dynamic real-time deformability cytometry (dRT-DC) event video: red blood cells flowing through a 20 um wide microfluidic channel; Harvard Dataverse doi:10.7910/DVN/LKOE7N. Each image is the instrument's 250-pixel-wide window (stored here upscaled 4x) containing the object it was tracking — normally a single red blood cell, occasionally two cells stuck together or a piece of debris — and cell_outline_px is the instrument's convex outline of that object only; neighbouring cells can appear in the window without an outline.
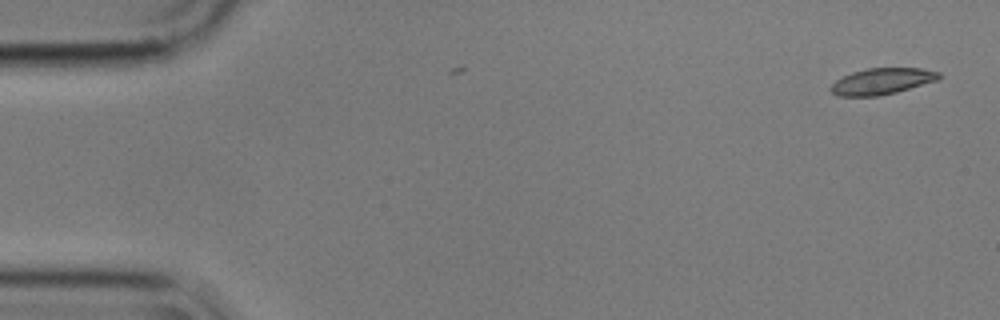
{"species": "common noctule bat (a hibernating species)", "species_latin": "Nyctalus noctula", "temperature_condition": "cold", "stored_images_in_passage": 2, "camera_frame_rate_fps": 3000, "um_per_image_px": 0.085, "animal": {"sex": "male", "body_mass_g": 17.9}, "frame": {"image": 1, "passage_image": 2, "time_ms": 0.333, "image_size_px": [1000, 320], "cell_outline_px": [[940, 76], [936, 80], [896, 92], [876, 96], [836, 96], [828, 88], [836, 80], [852, 72], [868, 68], [920, 68], [940, 72]], "centroid_in_image_um": [74.92, 6.91], "position_along_channel_um": 10.1, "area_um2": 16.36}}